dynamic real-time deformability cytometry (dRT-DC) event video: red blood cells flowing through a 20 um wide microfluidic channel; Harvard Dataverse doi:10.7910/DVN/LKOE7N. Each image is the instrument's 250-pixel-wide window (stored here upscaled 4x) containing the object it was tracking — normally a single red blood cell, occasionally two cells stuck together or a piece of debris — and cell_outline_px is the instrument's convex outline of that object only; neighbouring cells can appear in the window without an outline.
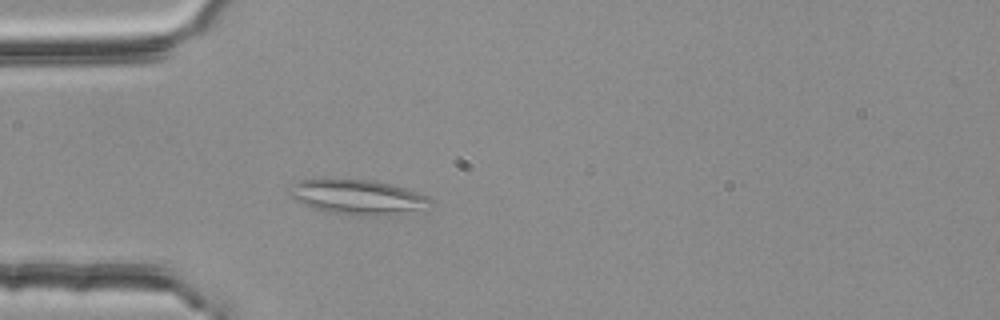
{"species": "common noctule bat (a hibernating species)", "species_latin": "Nyctalus noctula", "temperature_condition": "room temperature", "stored_images_in_passage": 51, "segment_of_instrument_passage": [1, 2], "camera_frame_rate_fps": 3000, "um_per_image_px": 0.085, "animal": {"sex": "female", "body_mass_g": 25.1}, "frame": {"image": 1, "passage_image": 15, "time_ms": 4.667, "image_size_px": [1000, 320], "cell_outline_px": [[432, 200], [416, 208], [396, 216], [340, 216], [324, 212], [312, 208], [296, 200], [288, 192], [288, 188], [292, 184], [300, 180], [320, 176], [372, 180], [392, 184], [428, 196]], "centroid_in_image_um": [30.24, 16.73], "position_along_channel_um": 54.8, "area_um2": 29.54}}